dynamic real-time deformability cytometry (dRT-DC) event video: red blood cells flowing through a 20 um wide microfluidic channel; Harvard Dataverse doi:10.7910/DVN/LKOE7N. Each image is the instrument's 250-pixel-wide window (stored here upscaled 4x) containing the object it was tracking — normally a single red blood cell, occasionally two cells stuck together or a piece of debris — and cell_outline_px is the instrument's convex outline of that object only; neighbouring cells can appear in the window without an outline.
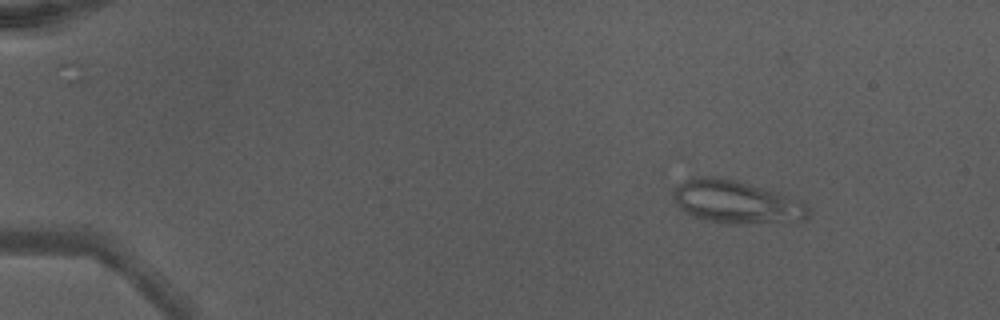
{"species": "Egyptian fruit bat (a non-hibernating species)", "species_latin": "Rousettus aegyptiacus", "temperature_condition": "warm", "stored_images_in_passage": 13, "camera_frame_rate_fps": 3000, "um_per_image_px": 0.085, "animal": {"sex": "male"}, "frame": {"image": 1, "passage_image": 7, "time_ms": 2.0, "image_size_px": [1000, 320], "cell_outline_px": [[808, 220], [736, 224], [724, 224], [704, 220], [688, 216], [676, 204], [672, 196], [672, 188], [692, 176], [716, 176], [764, 188], [800, 200], [808, 204]], "centroid_in_image_um": [62.51, 17.18], "position_along_channel_um": 22.5, "area_um2": 34.1}}